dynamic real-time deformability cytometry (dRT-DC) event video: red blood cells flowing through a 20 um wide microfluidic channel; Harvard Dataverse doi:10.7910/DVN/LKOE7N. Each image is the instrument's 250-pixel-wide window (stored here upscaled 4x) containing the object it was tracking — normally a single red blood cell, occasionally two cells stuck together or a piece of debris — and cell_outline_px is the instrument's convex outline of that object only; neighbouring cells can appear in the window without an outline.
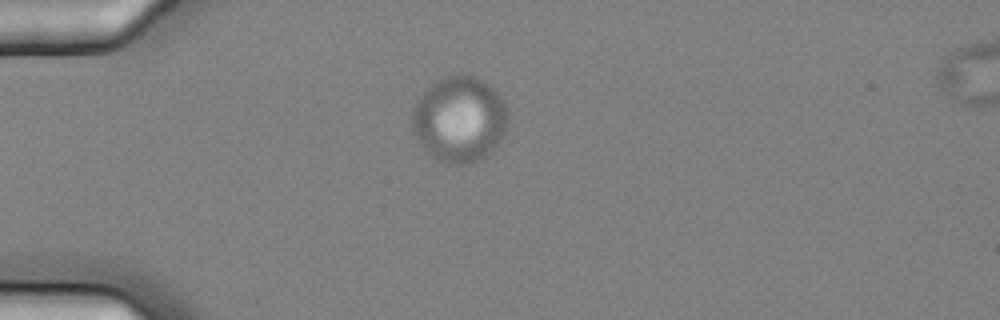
{"species": "common noctule bat (a hibernating species)", "species_latin": "Nyctalus noctula", "temperature_condition": "cold", "stored_images_in_passage": 43, "camera_frame_rate_fps": 3000, "um_per_image_px": 0.085, "animal": {"sex": "female", "body_mass_g": 25.1}, "frame": {"image": 1, "passage_image": 1, "time_ms": 0.0, "image_size_px": [1000, 320], "cell_outline_px": [[504, 136], [484, 156], [476, 160], [464, 164], [448, 164], [432, 156], [416, 140], [412, 132], [412, 108], [416, 100], [432, 80], [452, 72], [464, 72], [484, 80], [504, 100]], "centroid_in_image_um": [38.96, 10.06], "position_along_channel_um": 46.0, "area_um2": 48.15}}
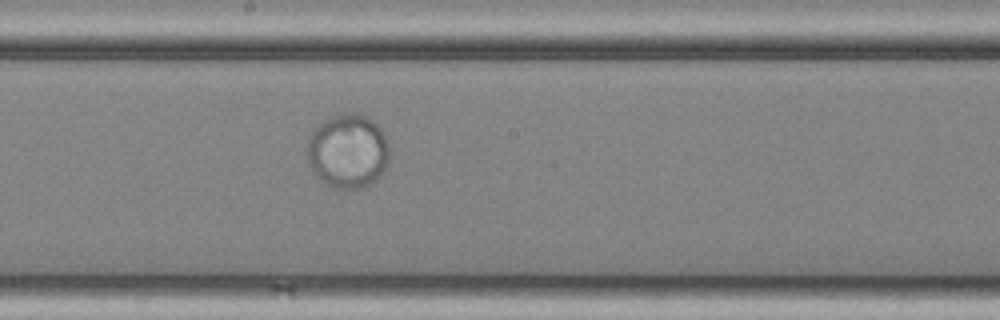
{"frame": {"image": 2, "passage_image": 18, "time_ms": 5.667, "image_size_px": [1000, 320], "cell_outline_px": [[388, 164], [384, 172], [376, 180], [364, 188], [332, 188], [320, 180], [316, 176], [308, 164], [308, 140], [316, 124], [332, 116], [356, 112], [368, 116], [380, 128], [388, 144]], "centroid_in_image_um": [29.56, 12.85], "position_along_channel_um": 218.6, "area_um2": 35.78}}
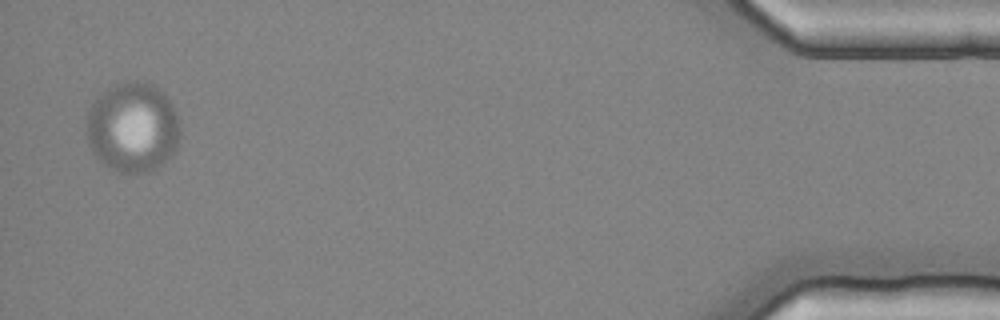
{"frame": {"image": 3, "passage_image": 42, "time_ms": 13.667, "image_size_px": [1000, 320], "cell_outline_px": [[180, 136], [176, 148], [164, 164], [152, 172], [120, 172], [108, 168], [92, 152], [88, 140], [88, 112], [92, 100], [108, 88], [116, 84], [132, 80], [136, 80], [160, 88], [164, 92], [172, 104], [176, 112], [180, 124]], "centroid_in_image_um": [11.31, 10.83], "position_along_channel_um": 423.9, "area_um2": 49.36}}